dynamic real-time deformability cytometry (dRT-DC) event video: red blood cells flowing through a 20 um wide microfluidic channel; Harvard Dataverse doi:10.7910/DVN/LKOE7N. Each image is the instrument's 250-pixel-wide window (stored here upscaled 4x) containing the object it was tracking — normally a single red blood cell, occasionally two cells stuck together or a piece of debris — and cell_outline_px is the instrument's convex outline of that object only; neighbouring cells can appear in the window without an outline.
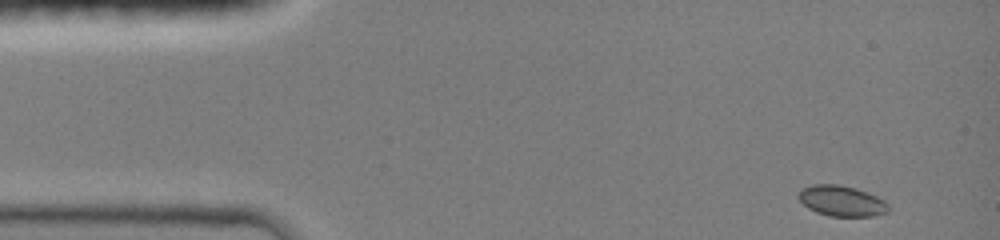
{"species": "common noctule bat (a hibernating species)", "species_latin": "Nyctalus noctula", "temperature_condition": "room temperature", "stored_images_in_passage": 19, "camera_frame_rate_fps": 3000, "um_per_image_px": 0.085, "animal": {"sex": "female", "body_mass_g": 19.0, "forearm_length_mm": 51.5}, "frame": {"image": 1, "passage_image": 1, "time_ms": 0.0, "image_size_px": [1000, 240], "cell_outline_px": [[888, 212], [872, 216], [828, 216], [816, 212], [808, 208], [796, 196], [804, 188], [812, 184], [836, 184], [856, 188], [876, 196], [884, 200], [888, 204]], "centroid_in_image_um": [71.53, 17.08], "position_along_channel_um": 13.5, "area_um2": 15.95}}
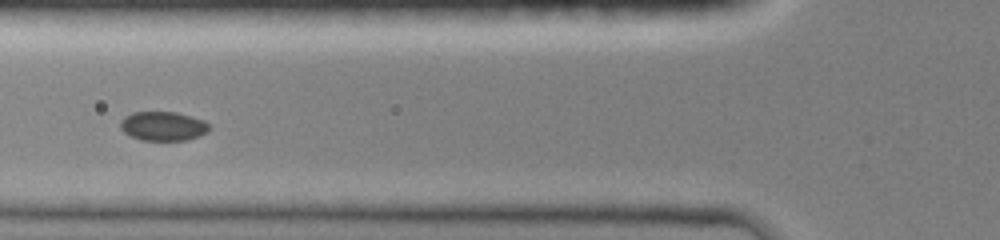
{"frame": {"image": 2, "passage_image": 14, "time_ms": 4.667, "image_size_px": [1000, 240], "cell_outline_px": [[208, 132], [188, 140], [140, 140], [124, 132], [120, 128], [120, 120], [124, 116], [132, 112], [176, 112], [204, 120], [208, 124]], "centroid_in_image_um": [13.83, 10.71], "position_along_channel_um": 112.0, "area_um2": 15.09}}
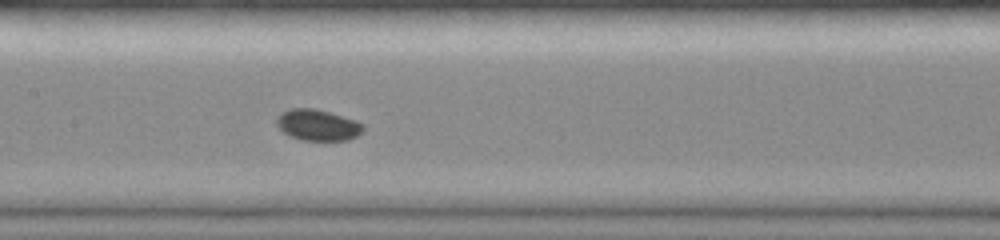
{"frame": {"image": 3, "passage_image": 19, "time_ms": 6.333, "image_size_px": [1000, 240], "cell_outline_px": [[364, 128], [356, 136], [348, 140], [300, 140], [284, 132], [276, 124], [276, 120], [284, 112], [292, 108], [316, 108], [356, 120], [364, 124]], "centroid_in_image_um": [27.04, 10.62], "position_along_channel_um": 180.4, "area_um2": 15.49}}